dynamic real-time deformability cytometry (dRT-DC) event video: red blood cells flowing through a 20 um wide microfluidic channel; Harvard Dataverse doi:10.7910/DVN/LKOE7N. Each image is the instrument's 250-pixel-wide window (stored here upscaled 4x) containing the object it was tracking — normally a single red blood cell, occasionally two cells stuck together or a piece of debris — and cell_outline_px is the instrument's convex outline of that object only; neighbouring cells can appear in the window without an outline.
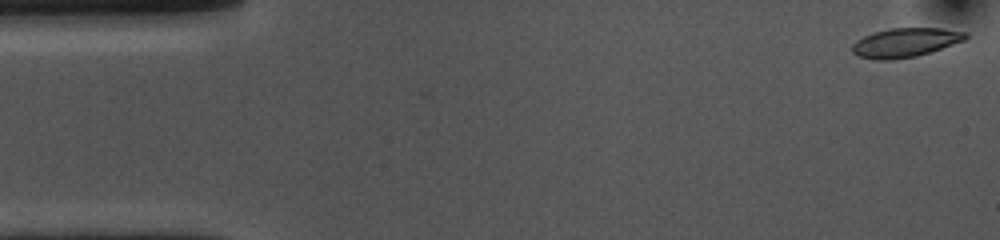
{"species": "common noctule bat (a hibernating species)", "species_latin": "Nyctalus noctula", "temperature_condition": "cold", "stored_images_in_passage": 6, "camera_frame_rate_fps": 3000, "um_per_image_px": 0.085, "animal": {"sex": "female", "body_mass_g": 10.0, "forearm_length_mm": 53.1}, "frame": {"image": 1, "passage_image": 1, "time_ms": 0.0, "image_size_px": [1000, 240], "cell_outline_px": [[968, 36], [964, 40], [916, 56], [888, 60], [876, 60], [860, 56], [852, 52], [852, 44], [856, 40], [872, 32], [888, 28], [940, 28], [968, 32]], "centroid_in_image_um": [76.91, 3.6], "position_along_channel_um": 8.1, "area_um2": 19.07}}